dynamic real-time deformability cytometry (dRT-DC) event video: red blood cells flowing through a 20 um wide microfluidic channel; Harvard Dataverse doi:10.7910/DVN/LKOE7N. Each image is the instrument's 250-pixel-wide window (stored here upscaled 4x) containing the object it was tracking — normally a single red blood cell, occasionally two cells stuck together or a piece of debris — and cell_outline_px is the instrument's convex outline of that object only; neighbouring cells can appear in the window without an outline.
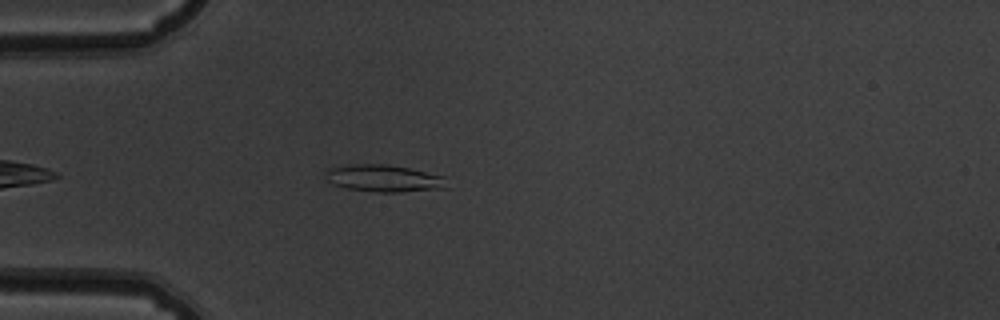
{"species": "common noctule bat (a hibernating species)", "species_latin": "Nyctalus noctula", "temperature_condition": "warm", "stored_images_in_passage": 38, "camera_frame_rate_fps": 3000, "um_per_image_px": 0.085, "animal": {"sex": "male", "body_mass_g": 19.5, "forearm_length_mm": 54.6}, "frame": {"image": 1, "passage_image": 4, "time_ms": 1.0, "image_size_px": [1000, 320], "cell_outline_px": [[452, 188], [400, 192], [376, 192], [348, 188], [332, 184], [324, 176], [324, 172], [328, 168], [348, 164], [388, 164], [408, 168], [444, 176]], "centroid_in_image_um": [32.66, 15.16], "position_along_channel_um": 52.3, "area_um2": 19.48}}
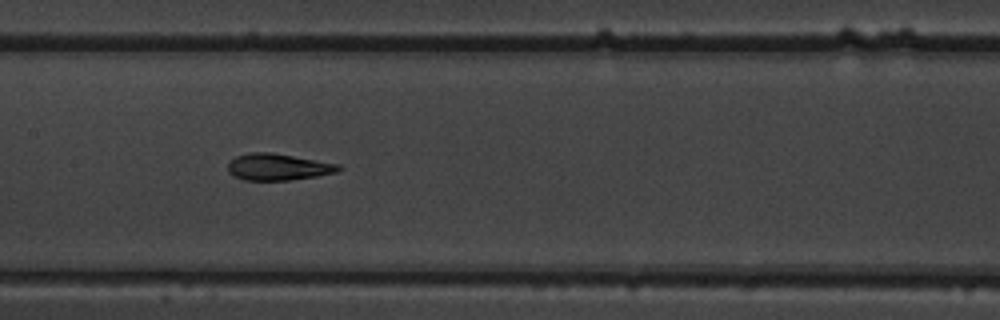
{"frame": {"image": 2, "passage_image": 15, "time_ms": 4.667, "image_size_px": [1000, 320], "cell_outline_px": [[344, 168], [336, 172], [316, 176], [288, 180], [244, 180], [232, 176], [228, 172], [228, 164], [236, 156], [248, 152], [272, 152], [340, 164]], "centroid_in_image_um": [23.63, 14.18], "position_along_channel_um": 183.8, "area_um2": 17.28}}
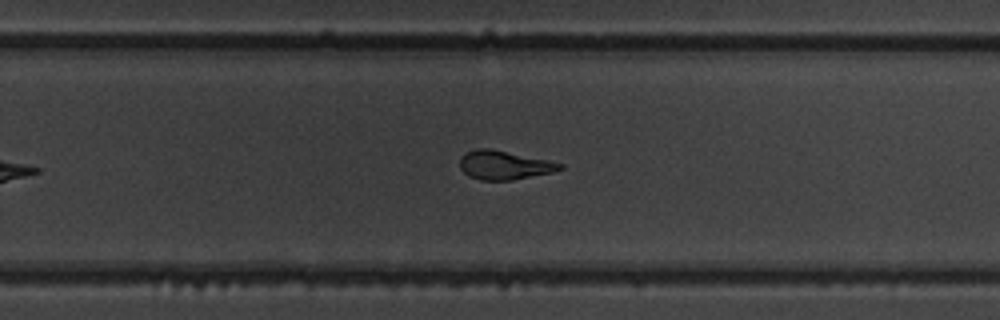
{"frame": {"image": 3, "passage_image": 23, "time_ms": 7.333, "image_size_px": [1000, 320], "cell_outline_px": [[564, 168], [552, 172], [512, 180], [480, 180], [464, 172], [460, 168], [460, 156], [476, 148], [488, 148], [548, 160], [564, 164]], "centroid_in_image_um": [42.86, 14.03], "position_along_channel_um": 286.9, "area_um2": 16.59}, "authors_computed_cell_mechanics": {"area_um2": 17.1666, "velocity_mm_per_s": 3.8943, "shape_relaxation_time_tau1_ms": null, "shape_relaxation_time_tau2_ms": 1.7818, "deformation_change_tau1": null, "deformation_change_tau2": 0.0803}}